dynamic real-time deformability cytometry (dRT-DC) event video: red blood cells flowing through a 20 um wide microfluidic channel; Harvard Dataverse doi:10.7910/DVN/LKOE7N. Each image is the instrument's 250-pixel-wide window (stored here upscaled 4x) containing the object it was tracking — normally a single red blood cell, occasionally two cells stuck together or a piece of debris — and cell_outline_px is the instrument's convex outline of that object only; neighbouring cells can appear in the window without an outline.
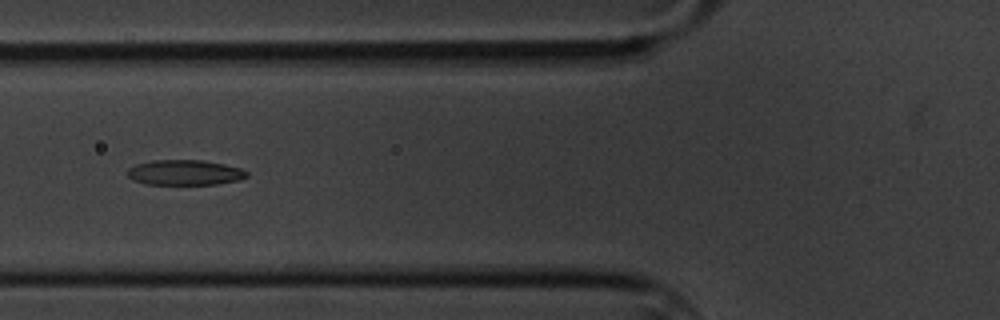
{"species": "common noctule bat (a hibernating species)", "species_latin": "Nyctalus noctula", "temperature_condition": "cold", "stored_images_in_passage": 10, "camera_frame_rate_fps": 3000, "um_per_image_px": 0.085, "animal": {"sex": "male", "body_mass_g": 20.1, "forearm_length_mm": 53.5}, "frame": {"image": 1, "passage_image": 6, "time_ms": 6.667, "image_size_px": [1000, 320], "cell_outline_px": [[248, 176], [240, 180], [216, 184], [144, 184], [132, 180], [128, 176], [128, 168], [136, 164], [152, 160], [200, 160], [224, 164], [240, 168], [248, 172]], "centroid_in_image_um": [15.7, 14.66], "position_along_channel_um": 110.1, "area_um2": 17.57}}
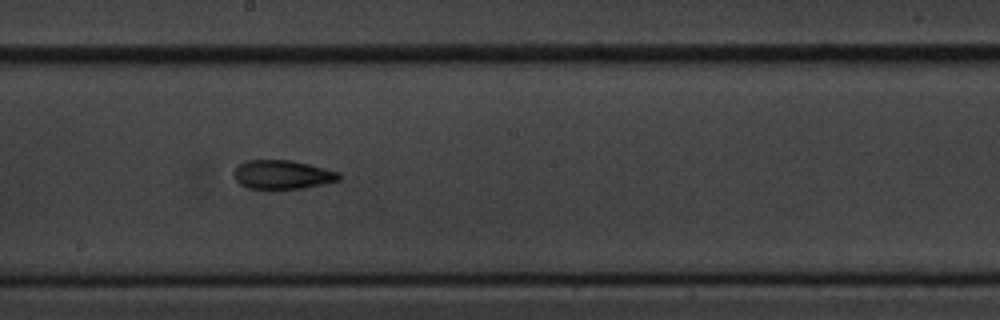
{"frame": {"image": 2, "passage_image": 9, "time_ms": 10.0, "image_size_px": [1000, 320], "cell_outline_px": [[340, 180], [324, 184], [304, 188], [268, 192], [248, 188], [240, 184], [232, 176], [232, 172], [244, 160], [292, 160], [340, 172]], "centroid_in_image_um": [23.96, 14.89], "position_along_channel_um": 224.2, "area_um2": 18.5}}
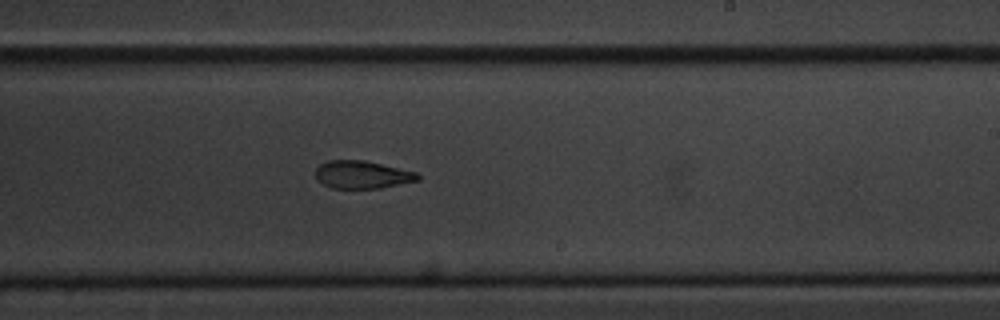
{"frame": {"image": 3, "passage_image": 10, "time_ms": 11.0, "image_size_px": [1000, 320], "cell_outline_px": [[420, 180], [380, 188], [332, 188], [316, 180], [316, 168], [320, 164], [328, 160], [364, 160], [416, 172], [420, 176]], "centroid_in_image_um": [30.77, 14.84], "position_along_channel_um": 258.2, "area_um2": 16.47}}